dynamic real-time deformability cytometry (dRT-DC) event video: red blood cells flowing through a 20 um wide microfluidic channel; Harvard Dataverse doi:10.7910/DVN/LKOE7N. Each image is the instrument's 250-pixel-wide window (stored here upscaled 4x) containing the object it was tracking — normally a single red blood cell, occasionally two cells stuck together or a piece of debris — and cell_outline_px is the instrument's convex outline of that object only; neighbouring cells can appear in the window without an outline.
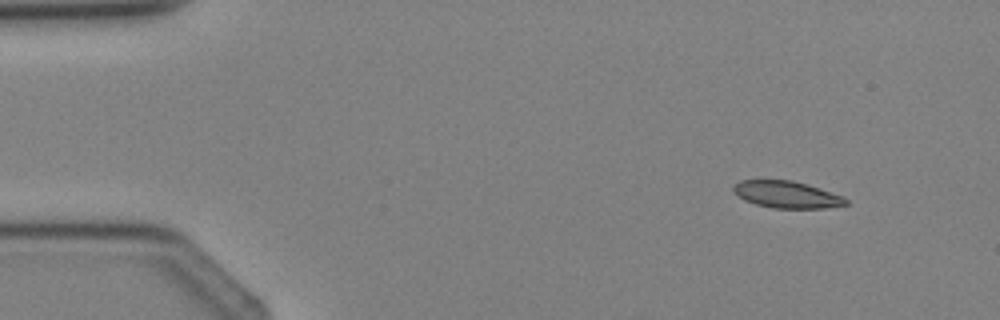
{"species": "Egyptian fruit bat (a non-hibernating species)", "species_latin": "Rousettus aegyptiacus", "temperature_condition": "cold", "stored_images_in_passage": 3, "camera_frame_rate_fps": 3000, "um_per_image_px": 0.085, "animal": {"sex": "female"}, "frame": {"image": 1, "passage_image": 1, "time_ms": 0.0, "image_size_px": [1000, 320], "cell_outline_px": [[848, 204], [824, 208], [772, 208], [756, 204], [744, 200], [732, 192], [732, 188], [740, 180], [792, 180], [844, 196], [848, 200]], "centroid_in_image_um": [66.85, 16.54], "position_along_channel_um": 18.1, "area_um2": 17.57}}
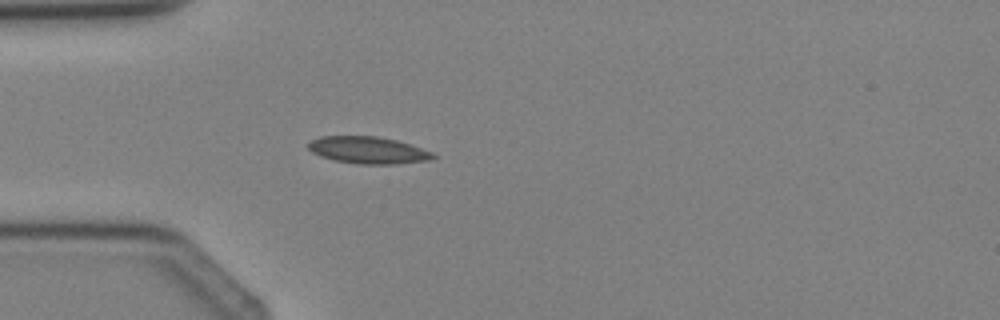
{"frame": {"image": 2, "passage_image": 3, "time_ms": 2.333, "image_size_px": [1000, 320], "cell_outline_px": [[436, 156], [432, 160], [396, 164], [360, 164], [336, 160], [320, 156], [312, 152], [308, 148], [308, 144], [312, 140], [320, 136], [376, 136], [396, 140], [432, 152]], "centroid_in_image_um": [31.29, 12.76], "position_along_channel_um": 53.7, "area_um2": 19.48}}